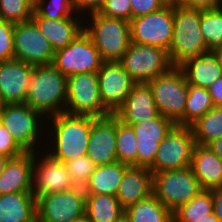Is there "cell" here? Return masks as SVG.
Here are the masks:
<instances>
[{
    "label": "cell",
    "instance_id": "21",
    "mask_svg": "<svg viewBox=\"0 0 222 222\" xmlns=\"http://www.w3.org/2000/svg\"><path fill=\"white\" fill-rule=\"evenodd\" d=\"M35 152L9 158L0 175V195L14 192H32Z\"/></svg>",
    "mask_w": 222,
    "mask_h": 222
},
{
    "label": "cell",
    "instance_id": "5",
    "mask_svg": "<svg viewBox=\"0 0 222 222\" xmlns=\"http://www.w3.org/2000/svg\"><path fill=\"white\" fill-rule=\"evenodd\" d=\"M93 26L84 31L104 61H119L131 43L130 22L104 17L98 12L90 13Z\"/></svg>",
    "mask_w": 222,
    "mask_h": 222
},
{
    "label": "cell",
    "instance_id": "24",
    "mask_svg": "<svg viewBox=\"0 0 222 222\" xmlns=\"http://www.w3.org/2000/svg\"><path fill=\"white\" fill-rule=\"evenodd\" d=\"M184 73L188 84L208 88L222 76L220 63L214 52L193 56L178 66Z\"/></svg>",
    "mask_w": 222,
    "mask_h": 222
},
{
    "label": "cell",
    "instance_id": "16",
    "mask_svg": "<svg viewBox=\"0 0 222 222\" xmlns=\"http://www.w3.org/2000/svg\"><path fill=\"white\" fill-rule=\"evenodd\" d=\"M176 124L160 114L151 120L131 125L137 138V167L150 168L160 142Z\"/></svg>",
    "mask_w": 222,
    "mask_h": 222
},
{
    "label": "cell",
    "instance_id": "49",
    "mask_svg": "<svg viewBox=\"0 0 222 222\" xmlns=\"http://www.w3.org/2000/svg\"><path fill=\"white\" fill-rule=\"evenodd\" d=\"M164 6H178V0H160Z\"/></svg>",
    "mask_w": 222,
    "mask_h": 222
},
{
    "label": "cell",
    "instance_id": "44",
    "mask_svg": "<svg viewBox=\"0 0 222 222\" xmlns=\"http://www.w3.org/2000/svg\"><path fill=\"white\" fill-rule=\"evenodd\" d=\"M214 106H222V76L214 81L208 88Z\"/></svg>",
    "mask_w": 222,
    "mask_h": 222
},
{
    "label": "cell",
    "instance_id": "17",
    "mask_svg": "<svg viewBox=\"0 0 222 222\" xmlns=\"http://www.w3.org/2000/svg\"><path fill=\"white\" fill-rule=\"evenodd\" d=\"M34 66L18 59L0 62V98L4 104L26 102Z\"/></svg>",
    "mask_w": 222,
    "mask_h": 222
},
{
    "label": "cell",
    "instance_id": "23",
    "mask_svg": "<svg viewBox=\"0 0 222 222\" xmlns=\"http://www.w3.org/2000/svg\"><path fill=\"white\" fill-rule=\"evenodd\" d=\"M190 167L202 190H212L222 185V159L209 146L195 145Z\"/></svg>",
    "mask_w": 222,
    "mask_h": 222
},
{
    "label": "cell",
    "instance_id": "32",
    "mask_svg": "<svg viewBox=\"0 0 222 222\" xmlns=\"http://www.w3.org/2000/svg\"><path fill=\"white\" fill-rule=\"evenodd\" d=\"M200 30L208 52L222 48V9L221 7L200 11Z\"/></svg>",
    "mask_w": 222,
    "mask_h": 222
},
{
    "label": "cell",
    "instance_id": "36",
    "mask_svg": "<svg viewBox=\"0 0 222 222\" xmlns=\"http://www.w3.org/2000/svg\"><path fill=\"white\" fill-rule=\"evenodd\" d=\"M43 3V0H34V13L32 16H42L57 20L71 17V11L76 10L72 0H51L46 8L42 7Z\"/></svg>",
    "mask_w": 222,
    "mask_h": 222
},
{
    "label": "cell",
    "instance_id": "41",
    "mask_svg": "<svg viewBox=\"0 0 222 222\" xmlns=\"http://www.w3.org/2000/svg\"><path fill=\"white\" fill-rule=\"evenodd\" d=\"M132 18L149 14L161 9L164 5L160 0H130Z\"/></svg>",
    "mask_w": 222,
    "mask_h": 222
},
{
    "label": "cell",
    "instance_id": "48",
    "mask_svg": "<svg viewBox=\"0 0 222 222\" xmlns=\"http://www.w3.org/2000/svg\"><path fill=\"white\" fill-rule=\"evenodd\" d=\"M197 222H220L214 213L209 214V218H203L202 220H197Z\"/></svg>",
    "mask_w": 222,
    "mask_h": 222
},
{
    "label": "cell",
    "instance_id": "37",
    "mask_svg": "<svg viewBox=\"0 0 222 222\" xmlns=\"http://www.w3.org/2000/svg\"><path fill=\"white\" fill-rule=\"evenodd\" d=\"M71 177L72 182L76 187H84L89 177L94 172L96 165L87 156H79L73 160L64 163Z\"/></svg>",
    "mask_w": 222,
    "mask_h": 222
},
{
    "label": "cell",
    "instance_id": "47",
    "mask_svg": "<svg viewBox=\"0 0 222 222\" xmlns=\"http://www.w3.org/2000/svg\"><path fill=\"white\" fill-rule=\"evenodd\" d=\"M9 157L0 154V175L4 171L5 165L8 162Z\"/></svg>",
    "mask_w": 222,
    "mask_h": 222
},
{
    "label": "cell",
    "instance_id": "29",
    "mask_svg": "<svg viewBox=\"0 0 222 222\" xmlns=\"http://www.w3.org/2000/svg\"><path fill=\"white\" fill-rule=\"evenodd\" d=\"M130 222H172V212L154 195L125 210Z\"/></svg>",
    "mask_w": 222,
    "mask_h": 222
},
{
    "label": "cell",
    "instance_id": "15",
    "mask_svg": "<svg viewBox=\"0 0 222 222\" xmlns=\"http://www.w3.org/2000/svg\"><path fill=\"white\" fill-rule=\"evenodd\" d=\"M38 115L41 113L26 103L4 104L0 114V123L9 130L13 139L25 152H34Z\"/></svg>",
    "mask_w": 222,
    "mask_h": 222
},
{
    "label": "cell",
    "instance_id": "52",
    "mask_svg": "<svg viewBox=\"0 0 222 222\" xmlns=\"http://www.w3.org/2000/svg\"><path fill=\"white\" fill-rule=\"evenodd\" d=\"M73 222H89V220L86 217H83L77 221H73Z\"/></svg>",
    "mask_w": 222,
    "mask_h": 222
},
{
    "label": "cell",
    "instance_id": "34",
    "mask_svg": "<svg viewBox=\"0 0 222 222\" xmlns=\"http://www.w3.org/2000/svg\"><path fill=\"white\" fill-rule=\"evenodd\" d=\"M116 156L117 161L137 167V138L133 127L124 124L116 117Z\"/></svg>",
    "mask_w": 222,
    "mask_h": 222
},
{
    "label": "cell",
    "instance_id": "8",
    "mask_svg": "<svg viewBox=\"0 0 222 222\" xmlns=\"http://www.w3.org/2000/svg\"><path fill=\"white\" fill-rule=\"evenodd\" d=\"M66 107L68 110L65 109V113L71 115H89L96 118L111 115L102 105L97 72L67 77Z\"/></svg>",
    "mask_w": 222,
    "mask_h": 222
},
{
    "label": "cell",
    "instance_id": "31",
    "mask_svg": "<svg viewBox=\"0 0 222 222\" xmlns=\"http://www.w3.org/2000/svg\"><path fill=\"white\" fill-rule=\"evenodd\" d=\"M190 127L196 144L208 145L222 137V106H214Z\"/></svg>",
    "mask_w": 222,
    "mask_h": 222
},
{
    "label": "cell",
    "instance_id": "38",
    "mask_svg": "<svg viewBox=\"0 0 222 222\" xmlns=\"http://www.w3.org/2000/svg\"><path fill=\"white\" fill-rule=\"evenodd\" d=\"M104 17L117 18L130 21L132 9L130 0H106L105 4L98 11Z\"/></svg>",
    "mask_w": 222,
    "mask_h": 222
},
{
    "label": "cell",
    "instance_id": "30",
    "mask_svg": "<svg viewBox=\"0 0 222 222\" xmlns=\"http://www.w3.org/2000/svg\"><path fill=\"white\" fill-rule=\"evenodd\" d=\"M213 213L211 190H201L190 202L172 212L173 222H197Z\"/></svg>",
    "mask_w": 222,
    "mask_h": 222
},
{
    "label": "cell",
    "instance_id": "6",
    "mask_svg": "<svg viewBox=\"0 0 222 222\" xmlns=\"http://www.w3.org/2000/svg\"><path fill=\"white\" fill-rule=\"evenodd\" d=\"M201 190L191 167L153 174V194L171 212L190 202Z\"/></svg>",
    "mask_w": 222,
    "mask_h": 222
},
{
    "label": "cell",
    "instance_id": "28",
    "mask_svg": "<svg viewBox=\"0 0 222 222\" xmlns=\"http://www.w3.org/2000/svg\"><path fill=\"white\" fill-rule=\"evenodd\" d=\"M124 213L116 196L86 194L85 217L89 222H114Z\"/></svg>",
    "mask_w": 222,
    "mask_h": 222
},
{
    "label": "cell",
    "instance_id": "51",
    "mask_svg": "<svg viewBox=\"0 0 222 222\" xmlns=\"http://www.w3.org/2000/svg\"><path fill=\"white\" fill-rule=\"evenodd\" d=\"M114 222H130L128 216L124 213Z\"/></svg>",
    "mask_w": 222,
    "mask_h": 222
},
{
    "label": "cell",
    "instance_id": "18",
    "mask_svg": "<svg viewBox=\"0 0 222 222\" xmlns=\"http://www.w3.org/2000/svg\"><path fill=\"white\" fill-rule=\"evenodd\" d=\"M86 155L96 166L117 162L115 115L93 121Z\"/></svg>",
    "mask_w": 222,
    "mask_h": 222
},
{
    "label": "cell",
    "instance_id": "26",
    "mask_svg": "<svg viewBox=\"0 0 222 222\" xmlns=\"http://www.w3.org/2000/svg\"><path fill=\"white\" fill-rule=\"evenodd\" d=\"M0 222H37L36 198L33 193L0 195Z\"/></svg>",
    "mask_w": 222,
    "mask_h": 222
},
{
    "label": "cell",
    "instance_id": "2",
    "mask_svg": "<svg viewBox=\"0 0 222 222\" xmlns=\"http://www.w3.org/2000/svg\"><path fill=\"white\" fill-rule=\"evenodd\" d=\"M201 8L174 7L173 37L168 55L173 66L208 52L200 30Z\"/></svg>",
    "mask_w": 222,
    "mask_h": 222
},
{
    "label": "cell",
    "instance_id": "9",
    "mask_svg": "<svg viewBox=\"0 0 222 222\" xmlns=\"http://www.w3.org/2000/svg\"><path fill=\"white\" fill-rule=\"evenodd\" d=\"M195 145L191 127L175 125L160 142L154 163L149 170L154 174L190 167Z\"/></svg>",
    "mask_w": 222,
    "mask_h": 222
},
{
    "label": "cell",
    "instance_id": "20",
    "mask_svg": "<svg viewBox=\"0 0 222 222\" xmlns=\"http://www.w3.org/2000/svg\"><path fill=\"white\" fill-rule=\"evenodd\" d=\"M114 115L127 125L156 118L159 113L149 84L136 83Z\"/></svg>",
    "mask_w": 222,
    "mask_h": 222
},
{
    "label": "cell",
    "instance_id": "45",
    "mask_svg": "<svg viewBox=\"0 0 222 222\" xmlns=\"http://www.w3.org/2000/svg\"><path fill=\"white\" fill-rule=\"evenodd\" d=\"M213 197V213L222 222V185L211 190Z\"/></svg>",
    "mask_w": 222,
    "mask_h": 222
},
{
    "label": "cell",
    "instance_id": "10",
    "mask_svg": "<svg viewBox=\"0 0 222 222\" xmlns=\"http://www.w3.org/2000/svg\"><path fill=\"white\" fill-rule=\"evenodd\" d=\"M129 22L131 42L169 51L174 27L173 6H163L155 12L132 18Z\"/></svg>",
    "mask_w": 222,
    "mask_h": 222
},
{
    "label": "cell",
    "instance_id": "50",
    "mask_svg": "<svg viewBox=\"0 0 222 222\" xmlns=\"http://www.w3.org/2000/svg\"><path fill=\"white\" fill-rule=\"evenodd\" d=\"M214 54L216 55V57L218 58L219 60V63H220V67L222 69V48H219L217 50L214 51Z\"/></svg>",
    "mask_w": 222,
    "mask_h": 222
},
{
    "label": "cell",
    "instance_id": "13",
    "mask_svg": "<svg viewBox=\"0 0 222 222\" xmlns=\"http://www.w3.org/2000/svg\"><path fill=\"white\" fill-rule=\"evenodd\" d=\"M13 37L14 59L32 66L52 64L55 51L32 20L15 23Z\"/></svg>",
    "mask_w": 222,
    "mask_h": 222
},
{
    "label": "cell",
    "instance_id": "19",
    "mask_svg": "<svg viewBox=\"0 0 222 222\" xmlns=\"http://www.w3.org/2000/svg\"><path fill=\"white\" fill-rule=\"evenodd\" d=\"M35 167V155L33 163V179L35 183L32 185V193L37 199L40 196L52 194L55 192L68 191L76 188L66 169L64 162L46 155V158L38 166ZM35 171V172H34ZM37 171V172H36Z\"/></svg>",
    "mask_w": 222,
    "mask_h": 222
},
{
    "label": "cell",
    "instance_id": "53",
    "mask_svg": "<svg viewBox=\"0 0 222 222\" xmlns=\"http://www.w3.org/2000/svg\"><path fill=\"white\" fill-rule=\"evenodd\" d=\"M3 106H4V103L2 102V100H1V98H0V114H1V112H2Z\"/></svg>",
    "mask_w": 222,
    "mask_h": 222
},
{
    "label": "cell",
    "instance_id": "1",
    "mask_svg": "<svg viewBox=\"0 0 222 222\" xmlns=\"http://www.w3.org/2000/svg\"><path fill=\"white\" fill-rule=\"evenodd\" d=\"M66 99L67 76L53 64L34 66L25 103L41 114L53 111L55 116L65 112L58 106L66 105Z\"/></svg>",
    "mask_w": 222,
    "mask_h": 222
},
{
    "label": "cell",
    "instance_id": "33",
    "mask_svg": "<svg viewBox=\"0 0 222 222\" xmlns=\"http://www.w3.org/2000/svg\"><path fill=\"white\" fill-rule=\"evenodd\" d=\"M214 107L207 88L188 84V97L184 111V126H191Z\"/></svg>",
    "mask_w": 222,
    "mask_h": 222
},
{
    "label": "cell",
    "instance_id": "14",
    "mask_svg": "<svg viewBox=\"0 0 222 222\" xmlns=\"http://www.w3.org/2000/svg\"><path fill=\"white\" fill-rule=\"evenodd\" d=\"M97 74L102 105L114 115L137 82L119 61H104Z\"/></svg>",
    "mask_w": 222,
    "mask_h": 222
},
{
    "label": "cell",
    "instance_id": "22",
    "mask_svg": "<svg viewBox=\"0 0 222 222\" xmlns=\"http://www.w3.org/2000/svg\"><path fill=\"white\" fill-rule=\"evenodd\" d=\"M153 194V173L146 167L129 166L117 191V199L126 210Z\"/></svg>",
    "mask_w": 222,
    "mask_h": 222
},
{
    "label": "cell",
    "instance_id": "7",
    "mask_svg": "<svg viewBox=\"0 0 222 222\" xmlns=\"http://www.w3.org/2000/svg\"><path fill=\"white\" fill-rule=\"evenodd\" d=\"M119 62L137 83L154 80L173 67L165 49L134 42L130 43Z\"/></svg>",
    "mask_w": 222,
    "mask_h": 222
},
{
    "label": "cell",
    "instance_id": "42",
    "mask_svg": "<svg viewBox=\"0 0 222 222\" xmlns=\"http://www.w3.org/2000/svg\"><path fill=\"white\" fill-rule=\"evenodd\" d=\"M219 0H178V5L186 8H216L221 7Z\"/></svg>",
    "mask_w": 222,
    "mask_h": 222
},
{
    "label": "cell",
    "instance_id": "39",
    "mask_svg": "<svg viewBox=\"0 0 222 222\" xmlns=\"http://www.w3.org/2000/svg\"><path fill=\"white\" fill-rule=\"evenodd\" d=\"M15 23L0 20V62L14 58V31Z\"/></svg>",
    "mask_w": 222,
    "mask_h": 222
},
{
    "label": "cell",
    "instance_id": "40",
    "mask_svg": "<svg viewBox=\"0 0 222 222\" xmlns=\"http://www.w3.org/2000/svg\"><path fill=\"white\" fill-rule=\"evenodd\" d=\"M25 151L16 143L9 130L0 123V154L13 158Z\"/></svg>",
    "mask_w": 222,
    "mask_h": 222
},
{
    "label": "cell",
    "instance_id": "35",
    "mask_svg": "<svg viewBox=\"0 0 222 222\" xmlns=\"http://www.w3.org/2000/svg\"><path fill=\"white\" fill-rule=\"evenodd\" d=\"M34 0H0V20L21 23L30 21Z\"/></svg>",
    "mask_w": 222,
    "mask_h": 222
},
{
    "label": "cell",
    "instance_id": "4",
    "mask_svg": "<svg viewBox=\"0 0 222 222\" xmlns=\"http://www.w3.org/2000/svg\"><path fill=\"white\" fill-rule=\"evenodd\" d=\"M52 117L56 132V152L49 155L64 163L86 155L91 126L96 117L65 112Z\"/></svg>",
    "mask_w": 222,
    "mask_h": 222
},
{
    "label": "cell",
    "instance_id": "3",
    "mask_svg": "<svg viewBox=\"0 0 222 222\" xmlns=\"http://www.w3.org/2000/svg\"><path fill=\"white\" fill-rule=\"evenodd\" d=\"M151 88L158 113L184 126V111L188 97V83L183 71L173 66L168 72L147 82Z\"/></svg>",
    "mask_w": 222,
    "mask_h": 222
},
{
    "label": "cell",
    "instance_id": "46",
    "mask_svg": "<svg viewBox=\"0 0 222 222\" xmlns=\"http://www.w3.org/2000/svg\"><path fill=\"white\" fill-rule=\"evenodd\" d=\"M207 146L222 159V137L213 140Z\"/></svg>",
    "mask_w": 222,
    "mask_h": 222
},
{
    "label": "cell",
    "instance_id": "25",
    "mask_svg": "<svg viewBox=\"0 0 222 222\" xmlns=\"http://www.w3.org/2000/svg\"><path fill=\"white\" fill-rule=\"evenodd\" d=\"M31 20L48 39L54 51L66 47L84 31L83 26L81 27L78 20L73 17L54 20L42 16H32Z\"/></svg>",
    "mask_w": 222,
    "mask_h": 222
},
{
    "label": "cell",
    "instance_id": "12",
    "mask_svg": "<svg viewBox=\"0 0 222 222\" xmlns=\"http://www.w3.org/2000/svg\"><path fill=\"white\" fill-rule=\"evenodd\" d=\"M86 194L82 187L36 199L37 222H73L85 217Z\"/></svg>",
    "mask_w": 222,
    "mask_h": 222
},
{
    "label": "cell",
    "instance_id": "43",
    "mask_svg": "<svg viewBox=\"0 0 222 222\" xmlns=\"http://www.w3.org/2000/svg\"><path fill=\"white\" fill-rule=\"evenodd\" d=\"M106 0H72V4L76 11L90 9L92 12H98L100 8L105 4Z\"/></svg>",
    "mask_w": 222,
    "mask_h": 222
},
{
    "label": "cell",
    "instance_id": "27",
    "mask_svg": "<svg viewBox=\"0 0 222 222\" xmlns=\"http://www.w3.org/2000/svg\"><path fill=\"white\" fill-rule=\"evenodd\" d=\"M128 167L129 165L118 161L96 166L83 187V191L85 194H108L116 196L125 170Z\"/></svg>",
    "mask_w": 222,
    "mask_h": 222
},
{
    "label": "cell",
    "instance_id": "11",
    "mask_svg": "<svg viewBox=\"0 0 222 222\" xmlns=\"http://www.w3.org/2000/svg\"><path fill=\"white\" fill-rule=\"evenodd\" d=\"M104 60L90 36L83 31L69 45L54 53L52 64L65 76L98 72Z\"/></svg>",
    "mask_w": 222,
    "mask_h": 222
}]
</instances>
